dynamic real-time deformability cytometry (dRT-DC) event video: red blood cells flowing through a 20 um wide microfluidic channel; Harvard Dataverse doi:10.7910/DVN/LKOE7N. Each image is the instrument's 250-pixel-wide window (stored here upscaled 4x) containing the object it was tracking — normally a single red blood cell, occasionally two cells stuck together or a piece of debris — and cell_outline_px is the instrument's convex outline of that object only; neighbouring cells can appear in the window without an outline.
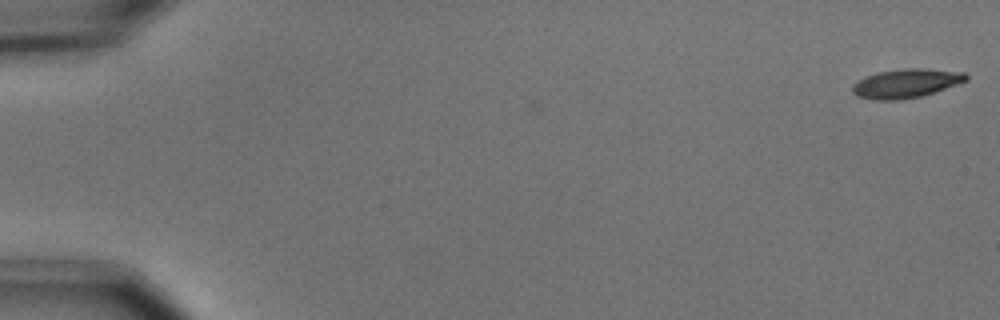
{"species": "common noctule bat (a hibernating species)", "species_latin": "Nyctalus noctula", "temperature_condition": "cold", "stored_images_in_passage": 55, "camera_frame_rate_fps": 3000, "um_per_image_px": 0.085, "animal": {"sex": "male", "body_mass_g": 15.6}, "frame": {"image": 1, "passage_image": 1, "time_ms": 0.0, "image_size_px": [1000, 320], "cell_outline_px": [[968, 80], [920, 96], [900, 100], [872, 100], [856, 96], [852, 92], [852, 84], [864, 76], [880, 72], [904, 68], [920, 68], [964, 72], [968, 76]], "centroid_in_image_um": [76.95, 7.09], "position_along_channel_um": 8.0, "area_um2": 19.07}}
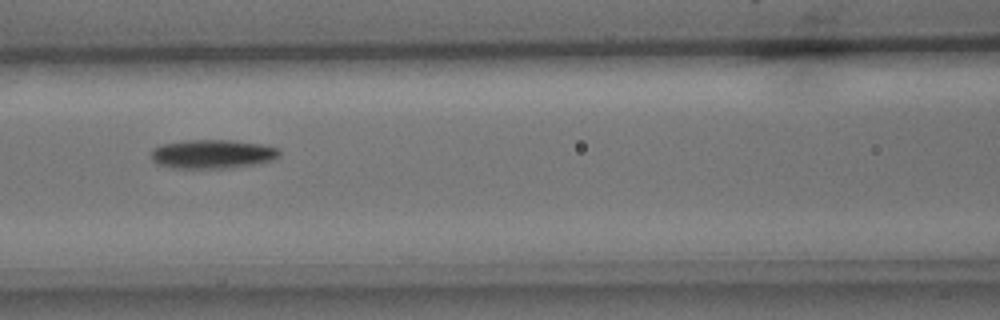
{"frame": {"image": 2, "passage_image": 25, "time_ms": 8.0, "image_size_px": [1000, 320], "cell_outline_px": [[280, 156], [272, 160], [252, 164], [228, 168], [176, 168], [156, 164], [152, 160], [152, 148], [160, 144], [184, 140], [228, 140], [260, 144], [280, 148]], "centroid_in_image_um": [18.03, 13.09], "position_along_channel_um": 148.6, "area_um2": 21.62}}
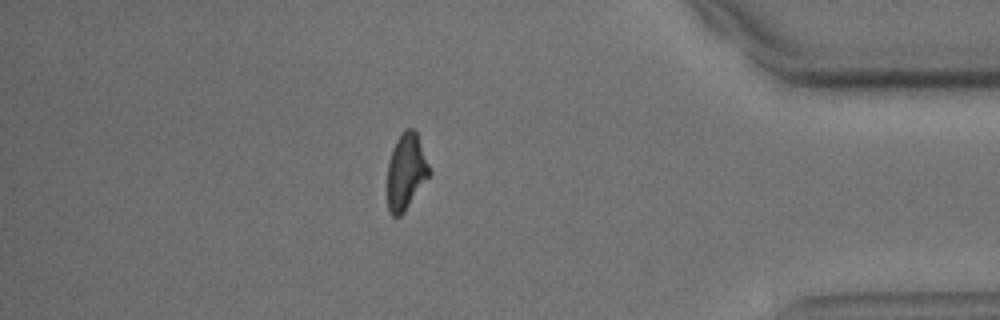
{"frame": {"image": 3, "passage_image": 48, "time_ms": 15.667, "image_size_px": [1000, 320], "cell_outline_px": [[432, 172], [404, 212], [400, 216], [392, 216], [388, 212], [388, 164], [392, 148], [396, 140], [404, 128], [412, 128], [416, 132]], "centroid_in_image_um": [34.51, 14.58], "position_along_channel_um": 400.7, "area_um2": 18.55}, "authors_computed_cell_mechanics": {"area_um2": 19.5364, "velocity_mm_per_s": 3.6972, "shape_relaxation_time_tau1_ms": 3.8856, "shape_relaxation_time_tau2_ms": 9.1999, "deformation_change_tau1": 0.141, "deformation_change_tau2": 0.2251}}